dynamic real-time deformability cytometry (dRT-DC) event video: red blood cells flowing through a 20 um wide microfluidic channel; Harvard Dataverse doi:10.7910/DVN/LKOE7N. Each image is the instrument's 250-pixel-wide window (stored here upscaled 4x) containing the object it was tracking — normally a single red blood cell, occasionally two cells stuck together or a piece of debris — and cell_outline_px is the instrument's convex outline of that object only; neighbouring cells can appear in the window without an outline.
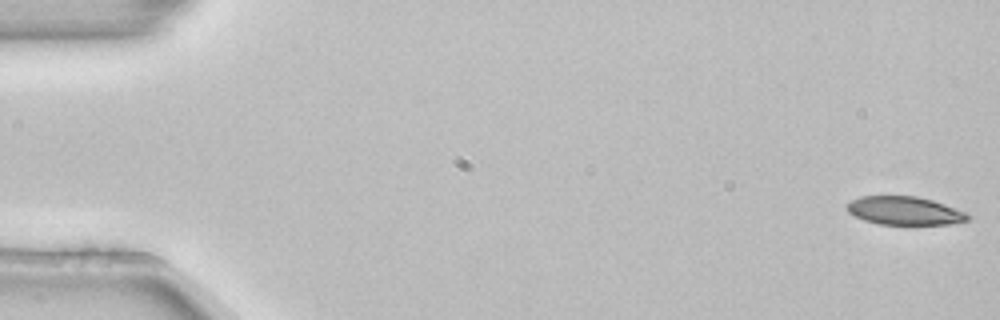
{"species": "common noctule bat (a hibernating species)", "species_latin": "Nyctalus noctula", "temperature_condition": "room temperature", "stored_images_in_passage": 5, "camera_frame_rate_fps": 3000, "um_per_image_px": 0.085, "animal": {"sex": "female", "body_mass_g": 22.7, "forearm_length_mm": 54.2}, "frame": {"image": 1, "passage_image": 1, "time_ms": 0.0, "image_size_px": [1000, 320], "cell_outline_px": [[972, 216], [968, 220], [956, 224], [880, 224], [864, 220], [848, 212], [848, 204], [852, 200], [860, 196], [916, 196], [932, 200], [944, 204], [964, 212]], "centroid_in_image_um": [76.92, 17.91], "position_along_channel_um": 8.1, "area_um2": 19.77}}
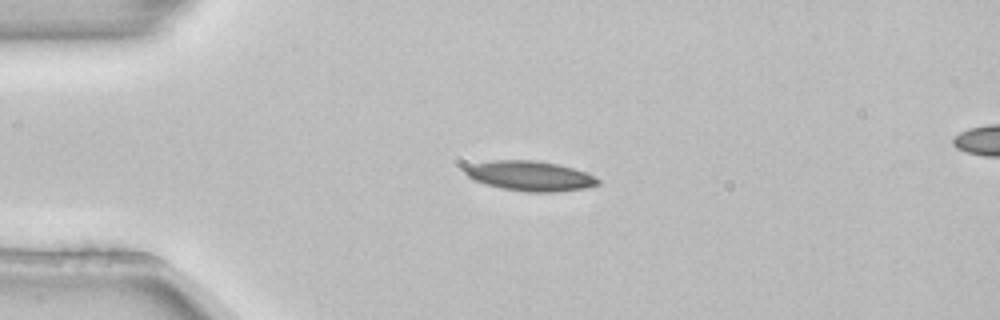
{"frame": {"image": 2, "passage_image": 3, "time_ms": 0.667, "image_size_px": [1000, 320], "cell_outline_px": [[600, 184], [584, 188], [556, 192], [528, 192], [504, 188], [472, 180], [464, 172], [464, 168], [472, 164], [496, 160], [536, 160], [560, 164], [596, 176], [600, 180]], "centroid_in_image_um": [45.08, 14.95], "position_along_channel_um": 39.9, "area_um2": 23.06}}